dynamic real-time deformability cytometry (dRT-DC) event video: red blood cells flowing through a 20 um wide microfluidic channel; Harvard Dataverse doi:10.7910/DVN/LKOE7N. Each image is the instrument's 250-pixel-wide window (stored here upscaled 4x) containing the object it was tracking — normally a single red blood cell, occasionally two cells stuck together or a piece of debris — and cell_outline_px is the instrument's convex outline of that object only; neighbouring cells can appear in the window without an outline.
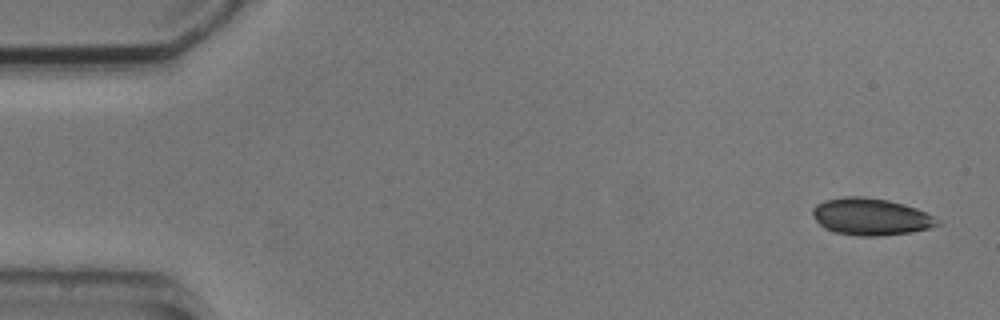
{"species": "common noctule bat (a hibernating species)", "species_latin": "Nyctalus noctula", "temperature_condition": "cold", "stored_images_in_passage": 6, "camera_frame_rate_fps": 3000, "um_per_image_px": 0.085, "animal": {"sex": "male", "body_mass_g": 20.5, "forearm_length_mm": 52.5}, "frame": {"image": 1, "passage_image": 1, "time_ms": 0.0, "image_size_px": [1000, 320], "cell_outline_px": [[944, 224], [912, 232], [880, 236], [856, 236], [836, 232], [824, 228], [812, 216], [812, 208], [816, 204], [824, 200], [844, 196], [864, 196], [888, 200], [904, 204], [916, 208], [932, 216]], "centroid_in_image_um": [74.0, 18.42], "position_along_channel_um": 11.0, "area_um2": 27.05}}
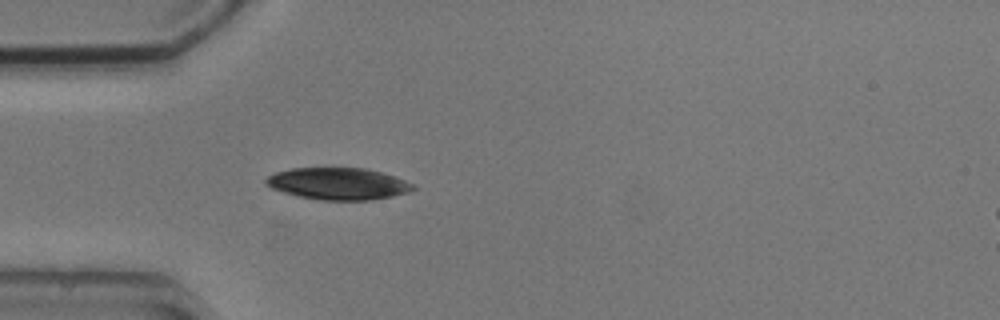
{"frame": {"image": 2, "passage_image": 5, "time_ms": 4.333, "image_size_px": [1000, 320], "cell_outline_px": [[416, 188], [408, 192], [392, 196], [368, 200], [320, 200], [300, 196], [284, 192], [272, 188], [264, 184], [264, 180], [268, 176], [276, 172], [292, 168], [364, 168], [396, 176], [412, 184]], "centroid_in_image_um": [28.73, 15.61], "position_along_channel_um": 56.3, "area_um2": 27.17}}